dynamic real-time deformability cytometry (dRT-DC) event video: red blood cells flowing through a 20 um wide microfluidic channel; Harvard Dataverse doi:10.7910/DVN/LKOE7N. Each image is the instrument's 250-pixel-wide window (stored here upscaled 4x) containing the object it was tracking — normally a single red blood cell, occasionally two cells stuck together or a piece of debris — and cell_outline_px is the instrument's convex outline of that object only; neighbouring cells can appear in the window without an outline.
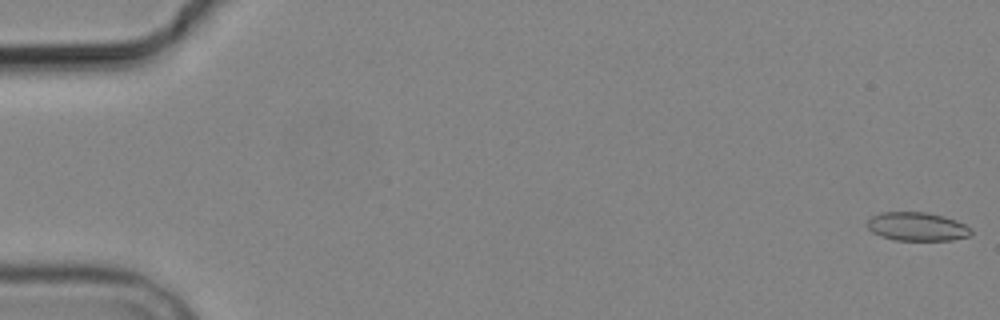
{"species": "common noctule bat (a hibernating species)", "species_latin": "Nyctalus noctula", "temperature_condition": "cold", "stored_images_in_passage": 6, "camera_frame_rate_fps": 3000, "um_per_image_px": 0.085, "animal": {"sex": "male", "body_mass_g": 19.2, "forearm_length_mm": 51.8}, "frame": {"image": 1, "passage_image": 1, "time_ms": 0.0, "image_size_px": [1000, 320], "cell_outline_px": [[972, 236], [952, 240], [896, 240], [880, 236], [872, 232], [868, 228], [868, 220], [872, 216], [880, 212], [928, 212], [944, 216], [956, 220], [972, 228]], "centroid_in_image_um": [77.99, 19.26], "position_along_channel_um": 7.0, "area_um2": 17.46}}
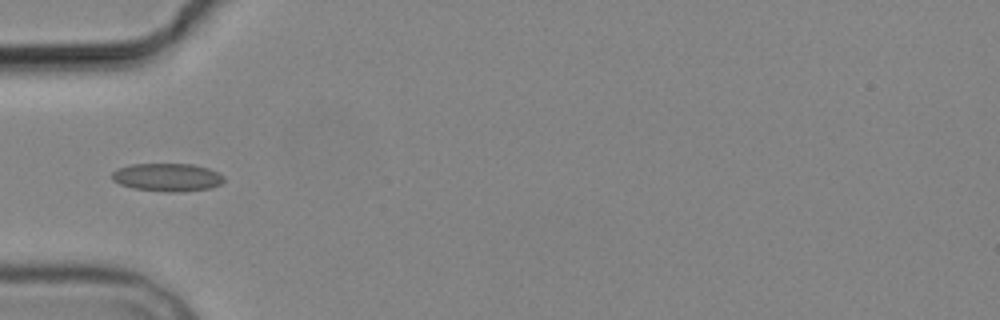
{"frame": {"image": 2, "passage_image": 6, "time_ms": 6.0, "image_size_px": [1000, 320], "cell_outline_px": [[224, 180], [220, 184], [208, 188], [180, 192], [164, 192], [132, 188], [120, 184], [112, 180], [112, 172], [116, 168], [132, 164], [192, 164], [208, 168], [220, 172], [224, 176]], "centroid_in_image_um": [14.21, 15.07], "position_along_channel_um": 70.8, "area_um2": 18.44}}